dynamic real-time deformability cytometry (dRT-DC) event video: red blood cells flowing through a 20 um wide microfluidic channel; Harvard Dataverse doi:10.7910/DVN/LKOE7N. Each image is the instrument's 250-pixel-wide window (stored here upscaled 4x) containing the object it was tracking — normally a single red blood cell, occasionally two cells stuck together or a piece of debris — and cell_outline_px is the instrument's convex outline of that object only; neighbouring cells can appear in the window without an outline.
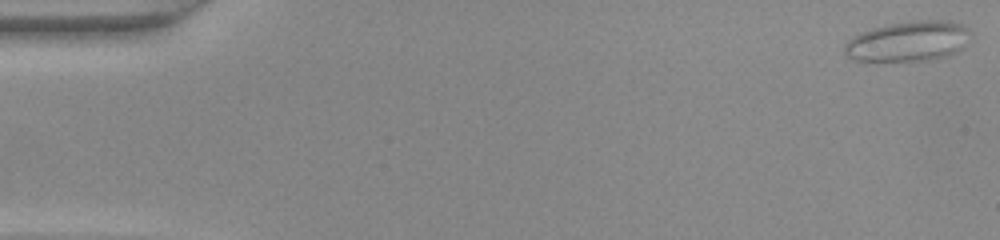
{"species": "common noctule bat (a hibernating species)", "species_latin": "Nyctalus noctula", "temperature_condition": "warm", "stored_images_in_passage": 13, "camera_frame_rate_fps": 3000, "um_per_image_px": 0.085, "animal": {"sex": "female", "body_mass_g": 22.0, "forearm_length_mm": 56.7}, "frame": {"image": 1, "passage_image": 1, "time_ms": 0.0, "image_size_px": [1000, 240], "cell_outline_px": [[972, 32], [968, 44], [956, 52], [948, 56], [928, 60], [856, 60], [848, 56], [844, 52], [844, 44], [852, 36], [860, 32], [872, 28], [888, 24], [908, 20], [952, 20], [964, 24]], "centroid_in_image_um": [77.27, 3.47], "position_along_channel_um": 7.7, "area_um2": 29.94}}